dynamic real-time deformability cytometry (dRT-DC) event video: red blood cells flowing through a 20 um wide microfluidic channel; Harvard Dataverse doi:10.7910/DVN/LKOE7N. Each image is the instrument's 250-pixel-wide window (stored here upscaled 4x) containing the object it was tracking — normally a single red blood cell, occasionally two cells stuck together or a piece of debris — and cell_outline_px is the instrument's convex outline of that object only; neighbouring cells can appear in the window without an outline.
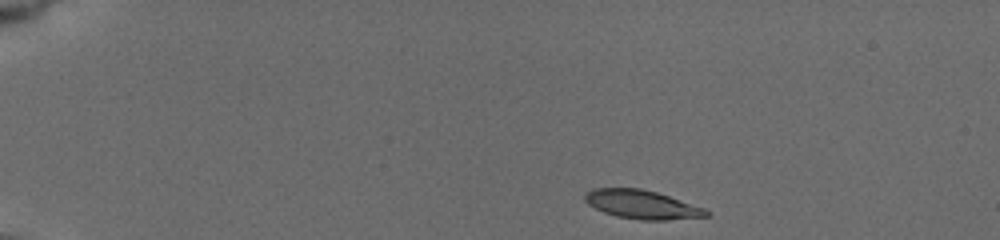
{"species": "common noctule bat (a hibernating species)", "species_latin": "Nyctalus noctula", "temperature_condition": "cold", "stored_images_in_passage": 67, "camera_frame_rate_fps": 3000, "um_per_image_px": 0.085, "animal": {"sex": "female", "body_mass_g": 19.5, "forearm_length_mm": 54.1}, "frame": {"image": 1, "passage_image": 1, "time_ms": 0.0, "image_size_px": [1000, 240], "cell_outline_px": [[712, 216], [668, 220], [640, 220], [616, 216], [604, 212], [588, 204], [584, 200], [584, 192], [592, 188], [640, 188], [656, 192], [704, 208]], "centroid_in_image_um": [54.54, 17.38], "position_along_channel_um": 30.5, "area_um2": 20.29}}
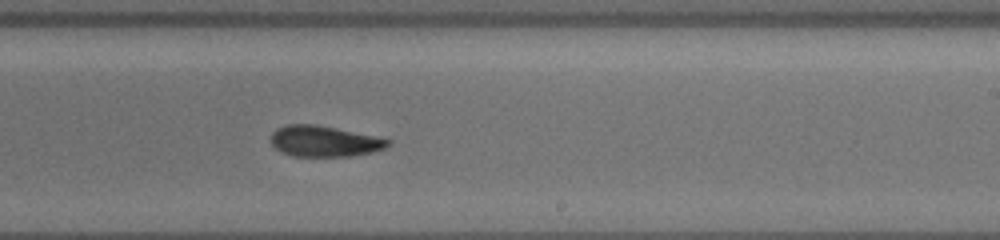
{"frame": {"image": 2, "passage_image": 32, "time_ms": 8.667, "image_size_px": [1000, 240], "cell_outline_px": [[392, 144], [384, 148], [372, 152], [352, 156], [292, 156], [280, 152], [272, 148], [268, 140], [272, 132], [276, 128], [288, 124], [312, 124], [392, 140]], "centroid_in_image_um": [27.46, 12.02], "position_along_channel_um": 261.5, "area_um2": 21.1}}
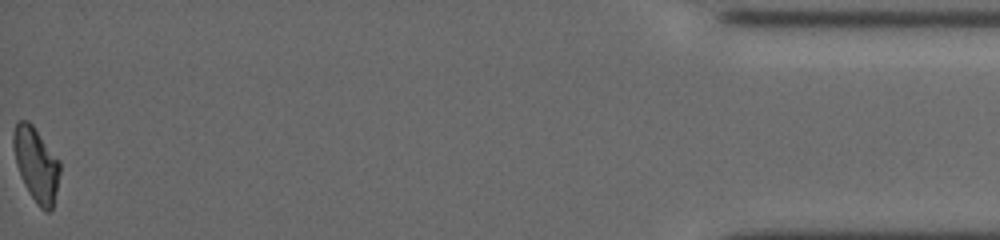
{"frame": {"image": 3, "passage_image": 66, "time_ms": 15.333, "image_size_px": [1000, 240], "cell_outline_px": [[60, 172], [56, 192], [52, 208], [48, 212], [44, 212], [36, 204], [28, 192], [20, 176], [16, 164], [12, 144], [12, 132], [16, 120], [28, 120], [32, 124], [60, 160]], "centroid_in_image_um": [3.05, 13.95], "position_along_channel_um": 432.1, "area_um2": 20.4}, "authors_computed_cell_mechanics": {"area_um2": 20.519, "velocity_mm_per_s": 3.7435, "shape_relaxation_time_tau1_ms": 3.767, "shape_relaxation_time_tau2_ms": 5.3372, "deformation_change_tau1": 0.1477, "deformation_change_tau2": 0.1259}}